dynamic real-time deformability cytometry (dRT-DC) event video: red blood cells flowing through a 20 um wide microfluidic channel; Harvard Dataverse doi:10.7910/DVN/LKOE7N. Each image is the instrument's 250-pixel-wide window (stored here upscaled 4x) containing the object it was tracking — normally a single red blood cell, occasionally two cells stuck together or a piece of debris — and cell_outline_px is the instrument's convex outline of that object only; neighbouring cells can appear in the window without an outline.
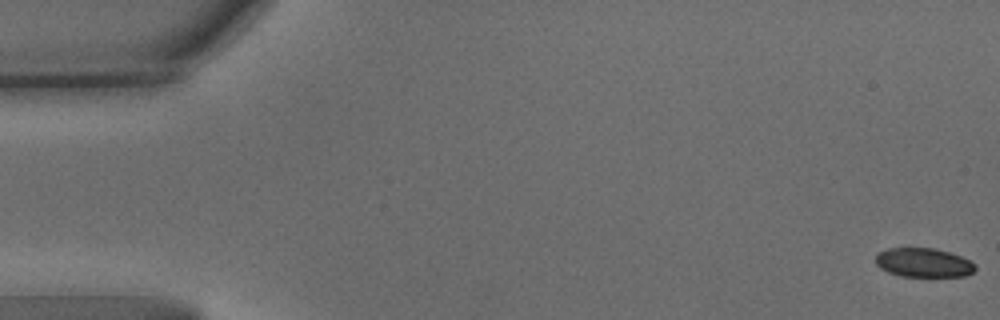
{"species": "common noctule bat (a hibernating species)", "species_latin": "Nyctalus noctula", "temperature_condition": "warm", "stored_images_in_passage": 63, "camera_frame_rate_fps": 3000, "um_per_image_px": 0.085, "animal": {"sex": "male", "body_mass_g": 15.6}, "frame": {"image": 1, "passage_image": 1, "time_ms": 0.0, "image_size_px": [1000, 320], "cell_outline_px": [[976, 268], [972, 272], [964, 276], [900, 276], [888, 272], [880, 268], [876, 264], [876, 252], [888, 248], [936, 248], [960, 256], [976, 264]], "centroid_in_image_um": [78.47, 22.32], "position_along_channel_um": 6.5, "area_um2": 16.88}}
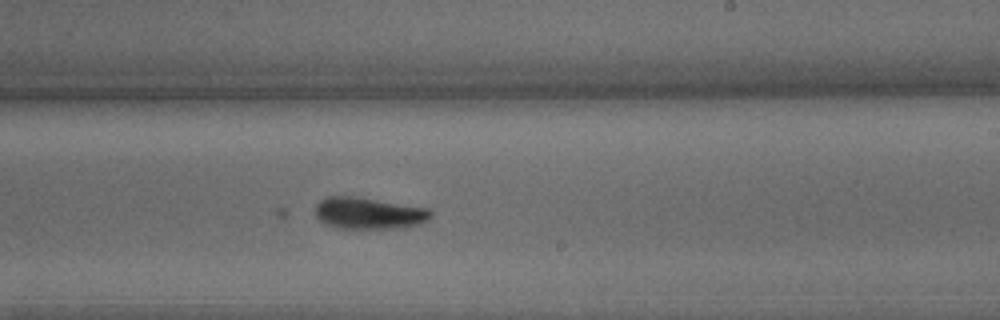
{"frame": {"image": 2, "passage_image": 38, "time_ms": 12.333, "image_size_px": [1000, 320], "cell_outline_px": [[432, 216], [428, 220], [420, 224], [396, 228], [336, 228], [320, 220], [316, 216], [316, 204], [320, 200], [328, 196], [352, 196], [428, 208], [432, 212]], "centroid_in_image_um": [31.35, 18.12], "position_along_channel_um": 257.7, "area_um2": 21.1}}
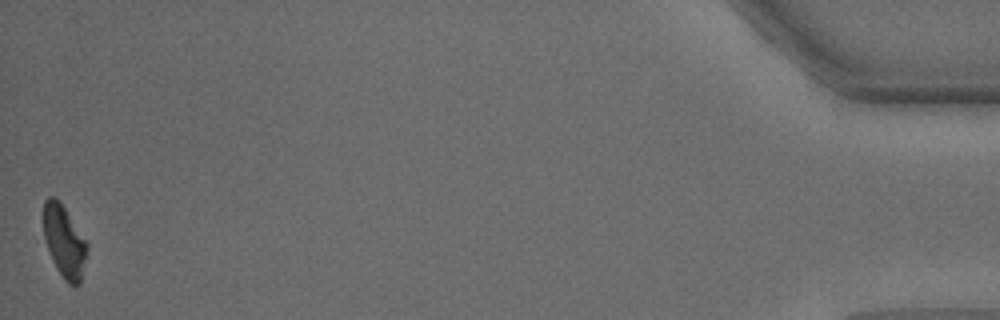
{"frame": {"image": 3, "passage_image": 63, "time_ms": 20.667, "image_size_px": [1000, 320], "cell_outline_px": [[88, 248], [80, 284], [68, 284], [64, 280], [56, 268], [52, 260], [44, 236], [44, 200], [48, 196], [52, 196], [64, 208], [88, 244]], "centroid_in_image_um": [5.46, 20.56], "position_along_channel_um": 429.7, "area_um2": 17.86}}